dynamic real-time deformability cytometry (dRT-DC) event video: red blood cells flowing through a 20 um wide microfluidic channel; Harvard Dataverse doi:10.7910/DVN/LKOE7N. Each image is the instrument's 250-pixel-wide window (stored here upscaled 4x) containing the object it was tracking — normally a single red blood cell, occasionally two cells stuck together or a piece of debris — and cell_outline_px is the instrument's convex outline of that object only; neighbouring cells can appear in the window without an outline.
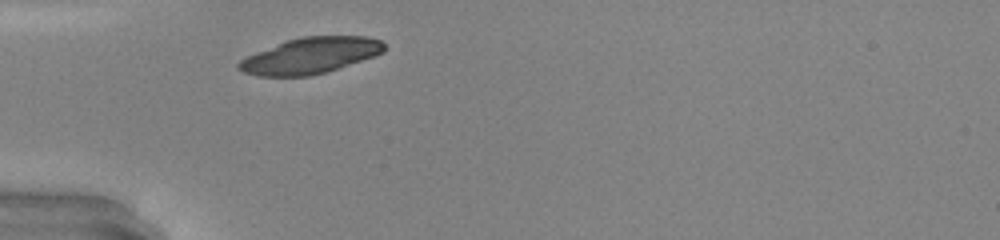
{"species": "common noctule bat (a hibernating species)", "species_latin": "Nyctalus noctula", "temperature_condition": "warm", "stored_images_in_passage": 25, "camera_frame_rate_fps": 3000, "um_per_image_px": 0.085, "animal": {"sex": "male", "body_mass_g": 20.0, "forearm_length_mm": 53.3}, "frame": {"image": 1, "passage_image": 1, "time_ms": 0.0, "image_size_px": [1000, 240], "cell_outline_px": [[384, 52], [312, 76], [256, 76], [244, 72], [236, 68], [236, 64], [240, 60], [256, 52], [288, 40], [304, 36], [364, 36], [380, 40], [384, 44]], "centroid_in_image_um": [26.33, 4.73], "position_along_channel_um": 58.7, "area_um2": 30.0}}